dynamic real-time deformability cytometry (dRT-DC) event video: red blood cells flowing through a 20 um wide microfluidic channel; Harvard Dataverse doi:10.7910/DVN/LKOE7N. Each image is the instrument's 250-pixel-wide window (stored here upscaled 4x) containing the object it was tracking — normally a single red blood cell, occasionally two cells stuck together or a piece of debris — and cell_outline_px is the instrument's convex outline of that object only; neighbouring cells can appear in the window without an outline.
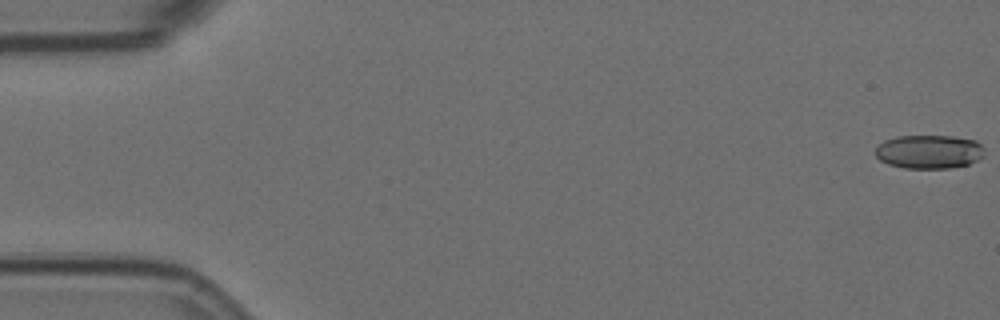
{"species": "Egyptian fruit bat (a non-hibernating species)", "species_latin": "Rousettus aegyptiacus", "temperature_condition": "room temperature", "stored_images_in_passage": 13, "camera_frame_rate_fps": 3000, "um_per_image_px": 0.085, "animal": {"sex": "female"}, "frame": {"image": 1, "passage_image": 1, "time_ms": 0.0, "image_size_px": [1000, 320], "cell_outline_px": [[984, 156], [968, 164], [952, 168], [904, 168], [888, 164], [880, 160], [872, 152], [884, 140], [896, 136], [952, 136], [976, 140], [984, 148]], "centroid_in_image_um": [78.96, 12.89], "position_along_channel_um": 6.0, "area_um2": 21.62}}